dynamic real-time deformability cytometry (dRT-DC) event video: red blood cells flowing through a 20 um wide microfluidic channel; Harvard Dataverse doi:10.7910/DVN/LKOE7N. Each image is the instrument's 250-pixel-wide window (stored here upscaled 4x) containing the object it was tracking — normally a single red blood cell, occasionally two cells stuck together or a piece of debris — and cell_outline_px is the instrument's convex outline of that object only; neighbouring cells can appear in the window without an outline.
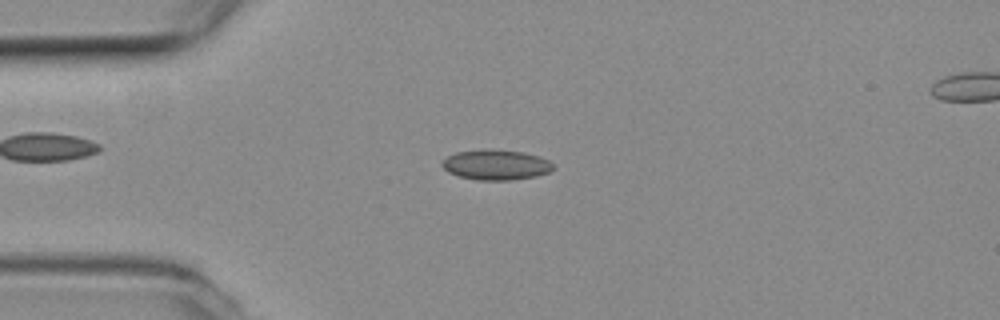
{"species": "common noctule bat (a hibernating species)", "species_latin": "Nyctalus noctula", "temperature_condition": "room temperature", "stored_images_in_passage": 3, "camera_frame_rate_fps": 3000, "um_per_image_px": 0.085, "animal": {"sex": "female", "body_mass_g": 19.3, "forearm_length_mm": 54.1}, "frame": {"image": 1, "passage_image": 1, "time_ms": 0.0, "image_size_px": [1000, 320], "cell_outline_px": [[552, 168], [548, 172], [536, 176], [512, 180], [476, 180], [460, 176], [448, 172], [440, 164], [448, 156], [456, 152], [484, 148], [492, 148], [524, 152], [540, 156], [548, 160], [552, 164]], "centroid_in_image_um": [42.14, 13.99], "position_along_channel_um": 42.9, "area_um2": 19.71}}
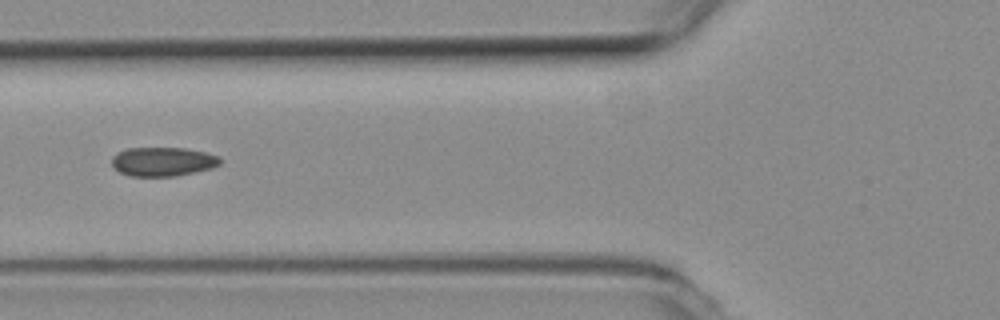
{"frame": {"image": 2, "passage_image": 3, "time_ms": 0.667, "image_size_px": [1000, 320], "cell_outline_px": [[220, 164], [212, 168], [176, 176], [132, 176], [120, 172], [112, 164], [112, 156], [116, 152], [128, 148], [184, 148], [204, 152], [220, 156]], "centroid_in_image_um": [13.84, 13.73], "position_along_channel_um": 112.0, "area_um2": 18.26}}